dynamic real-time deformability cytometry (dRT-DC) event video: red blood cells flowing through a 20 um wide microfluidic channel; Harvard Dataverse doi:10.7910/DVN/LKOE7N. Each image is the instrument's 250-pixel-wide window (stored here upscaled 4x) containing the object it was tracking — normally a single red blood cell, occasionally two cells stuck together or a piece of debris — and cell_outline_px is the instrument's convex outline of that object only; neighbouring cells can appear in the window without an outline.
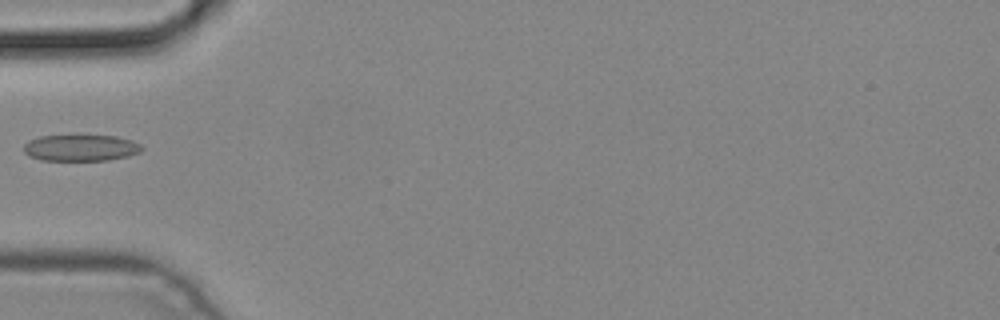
{"species": "common noctule bat (a hibernating species)", "species_latin": "Nyctalus noctula", "temperature_condition": "cold", "stored_images_in_passage": 4, "camera_frame_rate_fps": 3000, "um_per_image_px": 0.085, "animal": {"sex": "male", "body_mass_g": 19.2, "forearm_length_mm": 51.8}, "frame": {"image": 1, "passage_image": 4, "time_ms": 1.0, "image_size_px": [1000, 320], "cell_outline_px": [[144, 148], [140, 152], [128, 156], [108, 160], [40, 160], [28, 156], [24, 152], [24, 144], [28, 140], [40, 136], [116, 136], [132, 140], [140, 144]], "centroid_in_image_um": [6.86, 12.57], "position_along_channel_um": 78.1, "area_um2": 18.15}}